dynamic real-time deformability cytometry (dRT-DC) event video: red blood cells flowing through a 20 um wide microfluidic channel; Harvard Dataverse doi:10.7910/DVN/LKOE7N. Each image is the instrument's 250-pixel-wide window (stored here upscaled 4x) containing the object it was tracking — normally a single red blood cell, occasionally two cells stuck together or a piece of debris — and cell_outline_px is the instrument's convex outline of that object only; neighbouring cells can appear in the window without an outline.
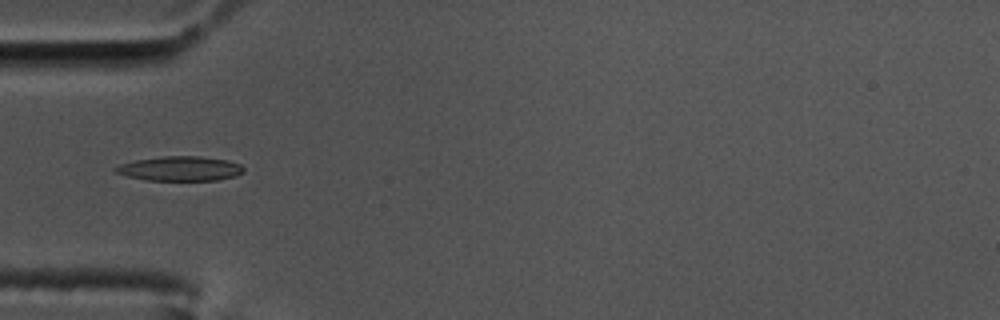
{"species": "common noctule bat (a hibernating species)", "species_latin": "Nyctalus noctula", "temperature_condition": "cold", "stored_images_in_passage": 41, "camera_frame_rate_fps": 3000, "um_per_image_px": 0.085, "animal": {"sex": "male", "body_mass_g": 17.5, "forearm_length_mm": 52.3}, "frame": {"image": 1, "passage_image": 1, "time_ms": 0.0, "image_size_px": [1000, 320], "cell_outline_px": [[244, 172], [236, 176], [220, 180], [144, 180], [128, 176], [116, 172], [112, 168], [120, 164], [136, 160], [164, 156], [200, 156], [228, 160], [240, 164], [244, 168]], "centroid_in_image_um": [15.34, 14.33], "position_along_channel_um": 69.7, "area_um2": 18.38}}
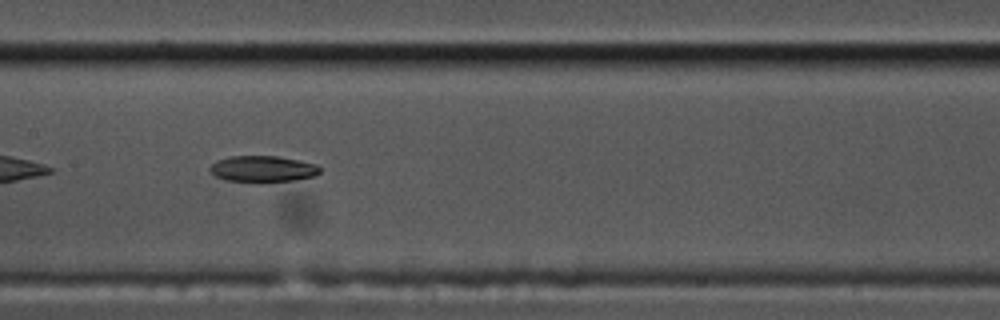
{"frame": {"image": 2, "passage_image": 11, "time_ms": 3.333, "image_size_px": [1000, 320], "cell_outline_px": [[320, 172], [316, 176], [296, 180], [224, 180], [216, 176], [208, 168], [216, 160], [228, 156], [276, 156], [300, 160], [316, 164], [320, 168]], "centroid_in_image_um": [22.35, 14.32], "position_along_channel_um": 185.1, "area_um2": 16.42}}
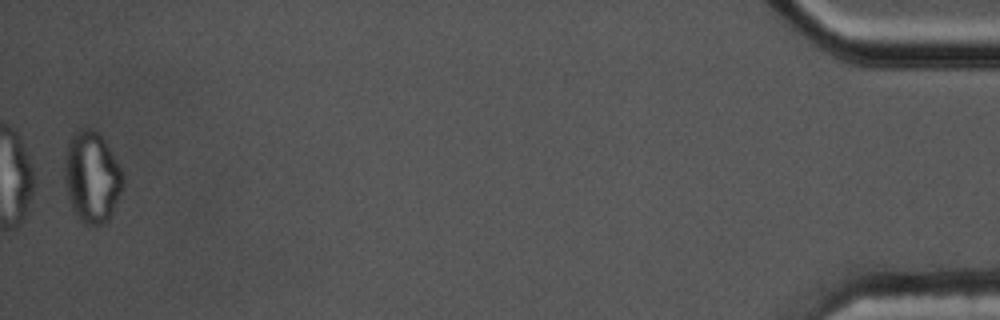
{"frame": {"image": 3, "passage_image": 40, "time_ms": 13.0, "image_size_px": [1000, 320], "cell_outline_px": [[124, 184], [112, 212], [108, 220], [100, 224], [84, 224], [80, 220], [72, 208], [68, 196], [64, 180], [64, 160], [68, 144], [72, 136], [80, 128], [92, 128], [100, 132], [116, 160], [124, 176]], "centroid_in_image_um": [7.8, 15.02], "position_along_channel_um": 427.4, "area_um2": 30.92}}